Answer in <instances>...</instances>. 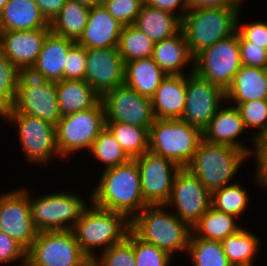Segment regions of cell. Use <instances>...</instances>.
Here are the masks:
<instances>
[{
  "mask_svg": "<svg viewBox=\"0 0 267 266\" xmlns=\"http://www.w3.org/2000/svg\"><path fill=\"white\" fill-rule=\"evenodd\" d=\"M97 185L90 204L124 214L130 221L148 205L143 198L140 172L134 159L104 170Z\"/></svg>",
  "mask_w": 267,
  "mask_h": 266,
  "instance_id": "1",
  "label": "cell"
},
{
  "mask_svg": "<svg viewBox=\"0 0 267 266\" xmlns=\"http://www.w3.org/2000/svg\"><path fill=\"white\" fill-rule=\"evenodd\" d=\"M163 204L147 205L132 220L131 230L143 241L153 244L173 256L175 251H187L191 227L176 214L165 212Z\"/></svg>",
  "mask_w": 267,
  "mask_h": 266,
  "instance_id": "2",
  "label": "cell"
},
{
  "mask_svg": "<svg viewBox=\"0 0 267 266\" xmlns=\"http://www.w3.org/2000/svg\"><path fill=\"white\" fill-rule=\"evenodd\" d=\"M239 8L189 9L181 19V30L193 57L237 30Z\"/></svg>",
  "mask_w": 267,
  "mask_h": 266,
  "instance_id": "3",
  "label": "cell"
},
{
  "mask_svg": "<svg viewBox=\"0 0 267 266\" xmlns=\"http://www.w3.org/2000/svg\"><path fill=\"white\" fill-rule=\"evenodd\" d=\"M92 205L85 209L72 229L82 252L91 262L95 259L92 249L102 246L105 251L124 240L131 230V221L124 214Z\"/></svg>",
  "mask_w": 267,
  "mask_h": 266,
  "instance_id": "4",
  "label": "cell"
},
{
  "mask_svg": "<svg viewBox=\"0 0 267 266\" xmlns=\"http://www.w3.org/2000/svg\"><path fill=\"white\" fill-rule=\"evenodd\" d=\"M203 140V131L181 119L155 118L149 129L148 151L187 167Z\"/></svg>",
  "mask_w": 267,
  "mask_h": 266,
  "instance_id": "5",
  "label": "cell"
},
{
  "mask_svg": "<svg viewBox=\"0 0 267 266\" xmlns=\"http://www.w3.org/2000/svg\"><path fill=\"white\" fill-rule=\"evenodd\" d=\"M249 154L236 147L224 144L200 142L193 160L186 167L197 176L212 193L226 186Z\"/></svg>",
  "mask_w": 267,
  "mask_h": 266,
  "instance_id": "6",
  "label": "cell"
},
{
  "mask_svg": "<svg viewBox=\"0 0 267 266\" xmlns=\"http://www.w3.org/2000/svg\"><path fill=\"white\" fill-rule=\"evenodd\" d=\"M5 113L27 114L56 126L62 117L56 82L45 80L29 70H21L13 107Z\"/></svg>",
  "mask_w": 267,
  "mask_h": 266,
  "instance_id": "7",
  "label": "cell"
},
{
  "mask_svg": "<svg viewBox=\"0 0 267 266\" xmlns=\"http://www.w3.org/2000/svg\"><path fill=\"white\" fill-rule=\"evenodd\" d=\"M26 261L31 266H91L72 230L38 232Z\"/></svg>",
  "mask_w": 267,
  "mask_h": 266,
  "instance_id": "8",
  "label": "cell"
},
{
  "mask_svg": "<svg viewBox=\"0 0 267 266\" xmlns=\"http://www.w3.org/2000/svg\"><path fill=\"white\" fill-rule=\"evenodd\" d=\"M193 63L197 75L226 91L242 66L239 33L236 31L204 49L194 57Z\"/></svg>",
  "mask_w": 267,
  "mask_h": 266,
  "instance_id": "9",
  "label": "cell"
},
{
  "mask_svg": "<svg viewBox=\"0 0 267 266\" xmlns=\"http://www.w3.org/2000/svg\"><path fill=\"white\" fill-rule=\"evenodd\" d=\"M104 127L105 109L102 101L88 110L62 116L55 126L60 156L66 157L83 148L91 150Z\"/></svg>",
  "mask_w": 267,
  "mask_h": 266,
  "instance_id": "10",
  "label": "cell"
},
{
  "mask_svg": "<svg viewBox=\"0 0 267 266\" xmlns=\"http://www.w3.org/2000/svg\"><path fill=\"white\" fill-rule=\"evenodd\" d=\"M30 197V215L39 232L72 230L87 208L86 202L73 193L47 194L36 200ZM69 221L74 224L66 225Z\"/></svg>",
  "mask_w": 267,
  "mask_h": 266,
  "instance_id": "11",
  "label": "cell"
},
{
  "mask_svg": "<svg viewBox=\"0 0 267 266\" xmlns=\"http://www.w3.org/2000/svg\"><path fill=\"white\" fill-rule=\"evenodd\" d=\"M101 101L105 122H122L149 130L155 120L151 98L140 95L125 84L107 91Z\"/></svg>",
  "mask_w": 267,
  "mask_h": 266,
  "instance_id": "12",
  "label": "cell"
},
{
  "mask_svg": "<svg viewBox=\"0 0 267 266\" xmlns=\"http://www.w3.org/2000/svg\"><path fill=\"white\" fill-rule=\"evenodd\" d=\"M174 205L178 209L176 216L191 228L211 206V193L186 167L177 172L164 207Z\"/></svg>",
  "mask_w": 267,
  "mask_h": 266,
  "instance_id": "13",
  "label": "cell"
},
{
  "mask_svg": "<svg viewBox=\"0 0 267 266\" xmlns=\"http://www.w3.org/2000/svg\"><path fill=\"white\" fill-rule=\"evenodd\" d=\"M134 160L140 172L144 201L148 205H165L170 197L174 178L181 167L174 161L150 151Z\"/></svg>",
  "mask_w": 267,
  "mask_h": 266,
  "instance_id": "14",
  "label": "cell"
},
{
  "mask_svg": "<svg viewBox=\"0 0 267 266\" xmlns=\"http://www.w3.org/2000/svg\"><path fill=\"white\" fill-rule=\"evenodd\" d=\"M191 69L186 76V105L181 120L203 131L226 99V93Z\"/></svg>",
  "mask_w": 267,
  "mask_h": 266,
  "instance_id": "15",
  "label": "cell"
},
{
  "mask_svg": "<svg viewBox=\"0 0 267 266\" xmlns=\"http://www.w3.org/2000/svg\"><path fill=\"white\" fill-rule=\"evenodd\" d=\"M3 116L18 123L20 142L29 161L45 164L52 155H60L54 125L27 114L4 113Z\"/></svg>",
  "mask_w": 267,
  "mask_h": 266,
  "instance_id": "16",
  "label": "cell"
},
{
  "mask_svg": "<svg viewBox=\"0 0 267 266\" xmlns=\"http://www.w3.org/2000/svg\"><path fill=\"white\" fill-rule=\"evenodd\" d=\"M0 230L26 251L33 244L39 231L30 215L27 190H13L0 196Z\"/></svg>",
  "mask_w": 267,
  "mask_h": 266,
  "instance_id": "17",
  "label": "cell"
},
{
  "mask_svg": "<svg viewBox=\"0 0 267 266\" xmlns=\"http://www.w3.org/2000/svg\"><path fill=\"white\" fill-rule=\"evenodd\" d=\"M85 81L102 97L125 82V63L117 47L86 49Z\"/></svg>",
  "mask_w": 267,
  "mask_h": 266,
  "instance_id": "18",
  "label": "cell"
},
{
  "mask_svg": "<svg viewBox=\"0 0 267 266\" xmlns=\"http://www.w3.org/2000/svg\"><path fill=\"white\" fill-rule=\"evenodd\" d=\"M50 29L0 32V51L21 71L36 63Z\"/></svg>",
  "mask_w": 267,
  "mask_h": 266,
  "instance_id": "19",
  "label": "cell"
},
{
  "mask_svg": "<svg viewBox=\"0 0 267 266\" xmlns=\"http://www.w3.org/2000/svg\"><path fill=\"white\" fill-rule=\"evenodd\" d=\"M123 25L98 5L90 8L88 21L77 43L86 49L117 47Z\"/></svg>",
  "mask_w": 267,
  "mask_h": 266,
  "instance_id": "20",
  "label": "cell"
},
{
  "mask_svg": "<svg viewBox=\"0 0 267 266\" xmlns=\"http://www.w3.org/2000/svg\"><path fill=\"white\" fill-rule=\"evenodd\" d=\"M76 43L71 39L50 32L43 43L36 63L29 70L45 80L64 79V68L69 49Z\"/></svg>",
  "mask_w": 267,
  "mask_h": 266,
  "instance_id": "21",
  "label": "cell"
},
{
  "mask_svg": "<svg viewBox=\"0 0 267 266\" xmlns=\"http://www.w3.org/2000/svg\"><path fill=\"white\" fill-rule=\"evenodd\" d=\"M151 101L155 118L181 119L186 105V75H167Z\"/></svg>",
  "mask_w": 267,
  "mask_h": 266,
  "instance_id": "22",
  "label": "cell"
},
{
  "mask_svg": "<svg viewBox=\"0 0 267 266\" xmlns=\"http://www.w3.org/2000/svg\"><path fill=\"white\" fill-rule=\"evenodd\" d=\"M245 129L244 121L236 106L220 107L203 130V139L209 143L236 147L250 155L252 152L247 146H243L241 142L236 140V137Z\"/></svg>",
  "mask_w": 267,
  "mask_h": 266,
  "instance_id": "23",
  "label": "cell"
},
{
  "mask_svg": "<svg viewBox=\"0 0 267 266\" xmlns=\"http://www.w3.org/2000/svg\"><path fill=\"white\" fill-rule=\"evenodd\" d=\"M50 29L34 0H9L0 12V32Z\"/></svg>",
  "mask_w": 267,
  "mask_h": 266,
  "instance_id": "24",
  "label": "cell"
},
{
  "mask_svg": "<svg viewBox=\"0 0 267 266\" xmlns=\"http://www.w3.org/2000/svg\"><path fill=\"white\" fill-rule=\"evenodd\" d=\"M56 90L61 116L88 110L101 101V96L85 80L62 79L56 82Z\"/></svg>",
  "mask_w": 267,
  "mask_h": 266,
  "instance_id": "25",
  "label": "cell"
},
{
  "mask_svg": "<svg viewBox=\"0 0 267 266\" xmlns=\"http://www.w3.org/2000/svg\"><path fill=\"white\" fill-rule=\"evenodd\" d=\"M226 99L239 103L252 100H267V75L264 68L241 66L230 87Z\"/></svg>",
  "mask_w": 267,
  "mask_h": 266,
  "instance_id": "26",
  "label": "cell"
},
{
  "mask_svg": "<svg viewBox=\"0 0 267 266\" xmlns=\"http://www.w3.org/2000/svg\"><path fill=\"white\" fill-rule=\"evenodd\" d=\"M152 58L167 75H183L181 68L190 60L194 61L182 30L155 42Z\"/></svg>",
  "mask_w": 267,
  "mask_h": 266,
  "instance_id": "27",
  "label": "cell"
},
{
  "mask_svg": "<svg viewBox=\"0 0 267 266\" xmlns=\"http://www.w3.org/2000/svg\"><path fill=\"white\" fill-rule=\"evenodd\" d=\"M133 25L148 38L158 42L177 34L181 30V19L178 14L152 8L144 3Z\"/></svg>",
  "mask_w": 267,
  "mask_h": 266,
  "instance_id": "28",
  "label": "cell"
},
{
  "mask_svg": "<svg viewBox=\"0 0 267 266\" xmlns=\"http://www.w3.org/2000/svg\"><path fill=\"white\" fill-rule=\"evenodd\" d=\"M166 76L152 57L125 63L124 84L148 98L155 95L156 89Z\"/></svg>",
  "mask_w": 267,
  "mask_h": 266,
  "instance_id": "29",
  "label": "cell"
},
{
  "mask_svg": "<svg viewBox=\"0 0 267 266\" xmlns=\"http://www.w3.org/2000/svg\"><path fill=\"white\" fill-rule=\"evenodd\" d=\"M90 8L77 1L66 0L62 10L49 24L52 33L78 41L86 27Z\"/></svg>",
  "mask_w": 267,
  "mask_h": 266,
  "instance_id": "30",
  "label": "cell"
},
{
  "mask_svg": "<svg viewBox=\"0 0 267 266\" xmlns=\"http://www.w3.org/2000/svg\"><path fill=\"white\" fill-rule=\"evenodd\" d=\"M234 218L235 216L220 212L210 206L192 226L190 237L222 241L241 229Z\"/></svg>",
  "mask_w": 267,
  "mask_h": 266,
  "instance_id": "31",
  "label": "cell"
},
{
  "mask_svg": "<svg viewBox=\"0 0 267 266\" xmlns=\"http://www.w3.org/2000/svg\"><path fill=\"white\" fill-rule=\"evenodd\" d=\"M259 243V238L242 228L221 241L224 253L232 266H253L252 260Z\"/></svg>",
  "mask_w": 267,
  "mask_h": 266,
  "instance_id": "32",
  "label": "cell"
},
{
  "mask_svg": "<svg viewBox=\"0 0 267 266\" xmlns=\"http://www.w3.org/2000/svg\"><path fill=\"white\" fill-rule=\"evenodd\" d=\"M126 154L134 159L148 151L149 130L122 122H105Z\"/></svg>",
  "mask_w": 267,
  "mask_h": 266,
  "instance_id": "33",
  "label": "cell"
},
{
  "mask_svg": "<svg viewBox=\"0 0 267 266\" xmlns=\"http://www.w3.org/2000/svg\"><path fill=\"white\" fill-rule=\"evenodd\" d=\"M154 47L155 42L134 25L123 26L117 48L124 63L152 57Z\"/></svg>",
  "mask_w": 267,
  "mask_h": 266,
  "instance_id": "34",
  "label": "cell"
},
{
  "mask_svg": "<svg viewBox=\"0 0 267 266\" xmlns=\"http://www.w3.org/2000/svg\"><path fill=\"white\" fill-rule=\"evenodd\" d=\"M187 251L194 266H232L221 241L190 237Z\"/></svg>",
  "mask_w": 267,
  "mask_h": 266,
  "instance_id": "35",
  "label": "cell"
},
{
  "mask_svg": "<svg viewBox=\"0 0 267 266\" xmlns=\"http://www.w3.org/2000/svg\"><path fill=\"white\" fill-rule=\"evenodd\" d=\"M90 151L96 159L104 162L106 165L104 170L123 165L131 160L106 126L94 140Z\"/></svg>",
  "mask_w": 267,
  "mask_h": 266,
  "instance_id": "36",
  "label": "cell"
},
{
  "mask_svg": "<svg viewBox=\"0 0 267 266\" xmlns=\"http://www.w3.org/2000/svg\"><path fill=\"white\" fill-rule=\"evenodd\" d=\"M248 193L239 183H231L211 193V207L220 212L240 216L247 209Z\"/></svg>",
  "mask_w": 267,
  "mask_h": 266,
  "instance_id": "37",
  "label": "cell"
},
{
  "mask_svg": "<svg viewBox=\"0 0 267 266\" xmlns=\"http://www.w3.org/2000/svg\"><path fill=\"white\" fill-rule=\"evenodd\" d=\"M20 70L0 51V114L13 107Z\"/></svg>",
  "mask_w": 267,
  "mask_h": 266,
  "instance_id": "38",
  "label": "cell"
},
{
  "mask_svg": "<svg viewBox=\"0 0 267 266\" xmlns=\"http://www.w3.org/2000/svg\"><path fill=\"white\" fill-rule=\"evenodd\" d=\"M101 257L92 260L91 266H136L133 251V231L121 242L102 251Z\"/></svg>",
  "mask_w": 267,
  "mask_h": 266,
  "instance_id": "39",
  "label": "cell"
},
{
  "mask_svg": "<svg viewBox=\"0 0 267 266\" xmlns=\"http://www.w3.org/2000/svg\"><path fill=\"white\" fill-rule=\"evenodd\" d=\"M244 121L245 127H257L261 129L253 141L256 146V140L267 136V100H252L239 103L237 106Z\"/></svg>",
  "mask_w": 267,
  "mask_h": 266,
  "instance_id": "40",
  "label": "cell"
},
{
  "mask_svg": "<svg viewBox=\"0 0 267 266\" xmlns=\"http://www.w3.org/2000/svg\"><path fill=\"white\" fill-rule=\"evenodd\" d=\"M133 251L136 266H169L171 255L140 239L133 232Z\"/></svg>",
  "mask_w": 267,
  "mask_h": 266,
  "instance_id": "41",
  "label": "cell"
},
{
  "mask_svg": "<svg viewBox=\"0 0 267 266\" xmlns=\"http://www.w3.org/2000/svg\"><path fill=\"white\" fill-rule=\"evenodd\" d=\"M142 0H102L107 12L123 26L133 25L142 5Z\"/></svg>",
  "mask_w": 267,
  "mask_h": 266,
  "instance_id": "42",
  "label": "cell"
},
{
  "mask_svg": "<svg viewBox=\"0 0 267 266\" xmlns=\"http://www.w3.org/2000/svg\"><path fill=\"white\" fill-rule=\"evenodd\" d=\"M86 48L77 42L69 49L64 68V79L85 80L86 74Z\"/></svg>",
  "mask_w": 267,
  "mask_h": 266,
  "instance_id": "43",
  "label": "cell"
},
{
  "mask_svg": "<svg viewBox=\"0 0 267 266\" xmlns=\"http://www.w3.org/2000/svg\"><path fill=\"white\" fill-rule=\"evenodd\" d=\"M239 48L242 66L267 67V50L262 45L251 44L239 34Z\"/></svg>",
  "mask_w": 267,
  "mask_h": 266,
  "instance_id": "44",
  "label": "cell"
},
{
  "mask_svg": "<svg viewBox=\"0 0 267 266\" xmlns=\"http://www.w3.org/2000/svg\"><path fill=\"white\" fill-rule=\"evenodd\" d=\"M20 258L22 263L26 262V250L0 230V263H9Z\"/></svg>",
  "mask_w": 267,
  "mask_h": 266,
  "instance_id": "45",
  "label": "cell"
},
{
  "mask_svg": "<svg viewBox=\"0 0 267 266\" xmlns=\"http://www.w3.org/2000/svg\"><path fill=\"white\" fill-rule=\"evenodd\" d=\"M246 41L251 44L262 45L267 50V23L265 22H252L239 26L237 19L236 30Z\"/></svg>",
  "mask_w": 267,
  "mask_h": 266,
  "instance_id": "46",
  "label": "cell"
},
{
  "mask_svg": "<svg viewBox=\"0 0 267 266\" xmlns=\"http://www.w3.org/2000/svg\"><path fill=\"white\" fill-rule=\"evenodd\" d=\"M254 148L257 162L256 182L263 187H267V136L257 139Z\"/></svg>",
  "mask_w": 267,
  "mask_h": 266,
  "instance_id": "47",
  "label": "cell"
},
{
  "mask_svg": "<svg viewBox=\"0 0 267 266\" xmlns=\"http://www.w3.org/2000/svg\"><path fill=\"white\" fill-rule=\"evenodd\" d=\"M46 21L50 24L62 10L66 0H34Z\"/></svg>",
  "mask_w": 267,
  "mask_h": 266,
  "instance_id": "48",
  "label": "cell"
},
{
  "mask_svg": "<svg viewBox=\"0 0 267 266\" xmlns=\"http://www.w3.org/2000/svg\"><path fill=\"white\" fill-rule=\"evenodd\" d=\"M145 4L152 8L160 9L169 13L174 14L175 8H177L180 4L183 8V12L181 11L180 19L183 18L185 13L189 10V6L187 0H146Z\"/></svg>",
  "mask_w": 267,
  "mask_h": 266,
  "instance_id": "49",
  "label": "cell"
},
{
  "mask_svg": "<svg viewBox=\"0 0 267 266\" xmlns=\"http://www.w3.org/2000/svg\"><path fill=\"white\" fill-rule=\"evenodd\" d=\"M242 0H187L189 9L203 7L239 8Z\"/></svg>",
  "mask_w": 267,
  "mask_h": 266,
  "instance_id": "50",
  "label": "cell"
},
{
  "mask_svg": "<svg viewBox=\"0 0 267 266\" xmlns=\"http://www.w3.org/2000/svg\"><path fill=\"white\" fill-rule=\"evenodd\" d=\"M73 1H77L80 4L89 7V8H93L94 6H98L101 5L102 0H73Z\"/></svg>",
  "mask_w": 267,
  "mask_h": 266,
  "instance_id": "51",
  "label": "cell"
},
{
  "mask_svg": "<svg viewBox=\"0 0 267 266\" xmlns=\"http://www.w3.org/2000/svg\"><path fill=\"white\" fill-rule=\"evenodd\" d=\"M8 2L9 0H0V12L3 10V8Z\"/></svg>",
  "mask_w": 267,
  "mask_h": 266,
  "instance_id": "52",
  "label": "cell"
},
{
  "mask_svg": "<svg viewBox=\"0 0 267 266\" xmlns=\"http://www.w3.org/2000/svg\"><path fill=\"white\" fill-rule=\"evenodd\" d=\"M21 266H31L27 261L25 263H22Z\"/></svg>",
  "mask_w": 267,
  "mask_h": 266,
  "instance_id": "53",
  "label": "cell"
}]
</instances>
